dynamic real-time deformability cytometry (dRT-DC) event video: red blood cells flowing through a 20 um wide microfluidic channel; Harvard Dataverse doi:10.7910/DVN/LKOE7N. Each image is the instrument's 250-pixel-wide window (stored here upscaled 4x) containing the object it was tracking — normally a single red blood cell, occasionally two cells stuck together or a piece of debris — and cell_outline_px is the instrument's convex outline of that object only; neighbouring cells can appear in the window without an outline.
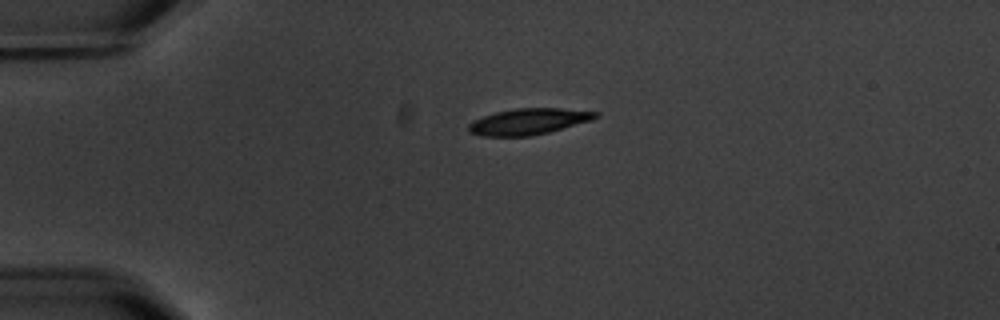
{"species": "common noctule bat (a hibernating species)", "species_latin": "Nyctalus noctula", "temperature_condition": "warm", "stored_images_in_passage": 2, "camera_frame_rate_fps": 3000, "um_per_image_px": 0.085, "animal": {"sex": "male", "body_mass_g": 20.1, "forearm_length_mm": 53.5}, "frame": {"image": 1, "passage_image": 1, "time_ms": 0.0, "image_size_px": [1000, 320], "cell_outline_px": [[600, 116], [592, 120], [548, 132], [528, 136], [480, 136], [468, 132], [468, 124], [472, 120], [496, 112], [516, 108], [560, 108], [600, 112]], "centroid_in_image_um": [44.92, 10.32], "position_along_channel_um": 40.1, "area_um2": 19.36}}